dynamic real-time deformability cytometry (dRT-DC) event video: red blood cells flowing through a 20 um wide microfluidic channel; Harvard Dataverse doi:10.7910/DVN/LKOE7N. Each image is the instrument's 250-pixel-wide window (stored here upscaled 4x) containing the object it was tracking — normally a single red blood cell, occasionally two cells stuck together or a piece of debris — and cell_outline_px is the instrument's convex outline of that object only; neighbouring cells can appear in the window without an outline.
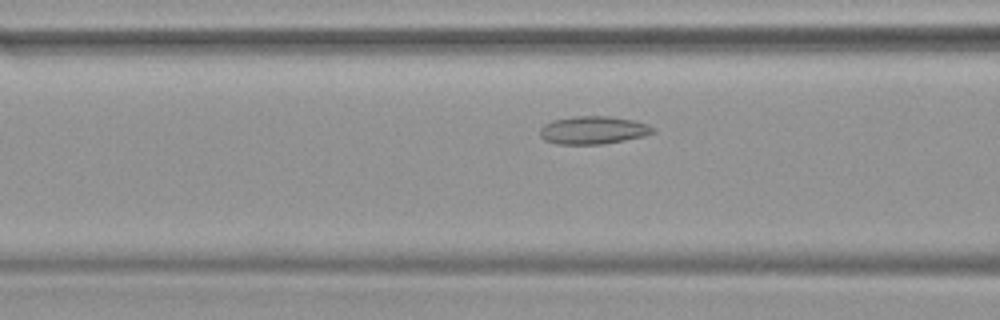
{"species": "common noctule bat (a hibernating species)", "species_latin": "Nyctalus noctula", "temperature_condition": "warm", "stored_images_in_passage": 40, "camera_frame_rate_fps": 3000, "um_per_image_px": 0.085, "animal": {"sex": "female", "body_mass_g": 19.9}, "frame": {"image": 1, "passage_image": 12, "time_ms": 3.667, "image_size_px": [1000, 320], "cell_outline_px": [[656, 132], [644, 136], [604, 144], [556, 144], [544, 140], [540, 136], [540, 128], [544, 124], [552, 120], [572, 116], [608, 116], [632, 120], [648, 124], [656, 128]], "centroid_in_image_um": [50.42, 11.06], "position_along_channel_um": 116.2, "area_um2": 18.55}}
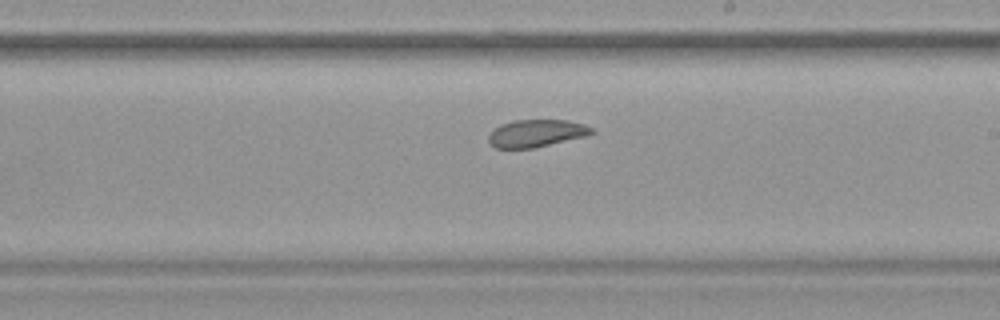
{"frame": {"image": 2, "passage_image": 21, "time_ms": 6.667, "image_size_px": [1000, 320], "cell_outline_px": [[596, 132], [588, 136], [532, 148], [496, 148], [488, 140], [488, 136], [500, 124], [512, 120], [568, 120], [584, 124], [592, 128]], "centroid_in_image_um": [45.63, 11.32], "position_along_channel_um": 243.4, "area_um2": 16.47}}
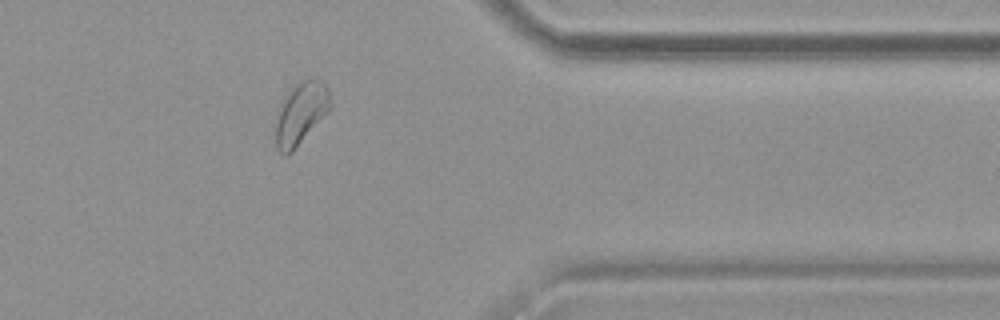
{"frame": {"image": 3, "passage_image": 32, "time_ms": 10.333, "image_size_px": [1000, 320], "cell_outline_px": [[332, 108], [292, 152], [288, 156], [284, 156], [276, 148], [272, 124], [280, 104], [288, 92], [300, 80], [320, 80], [328, 88], [332, 100]], "centroid_in_image_um": [25.52, 9.69], "position_along_channel_um": 385.9, "area_um2": 20.4}}